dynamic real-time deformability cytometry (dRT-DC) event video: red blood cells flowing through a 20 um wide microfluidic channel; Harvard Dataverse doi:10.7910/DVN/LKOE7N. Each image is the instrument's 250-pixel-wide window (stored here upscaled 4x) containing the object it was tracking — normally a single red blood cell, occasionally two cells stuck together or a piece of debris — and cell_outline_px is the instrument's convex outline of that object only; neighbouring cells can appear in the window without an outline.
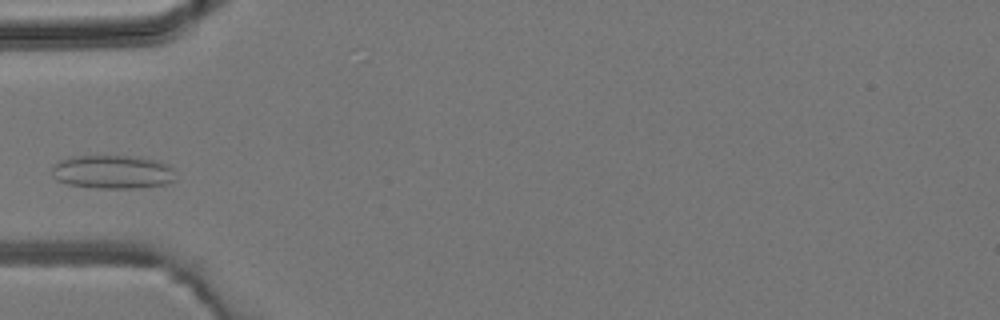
{"species": "common noctule bat (a hibernating species)", "species_latin": "Nyctalus noctula", "temperature_condition": "room temperature", "stored_images_in_passage": 3, "camera_frame_rate_fps": 3000, "um_per_image_px": 0.085, "animal": {"sex": "male", "body_mass_g": 19.2, "forearm_length_mm": 51.8}, "frame": {"image": 1, "passage_image": 3, "time_ms": 2.333, "image_size_px": [1000, 320], "cell_outline_px": [[176, 180], [164, 184], [136, 188], [96, 188], [68, 184], [56, 180], [52, 176], [52, 164], [60, 160], [72, 156], [128, 156], [156, 160], [172, 168]], "centroid_in_image_um": [9.52, 14.62], "position_along_channel_um": 75.5, "area_um2": 24.16}}